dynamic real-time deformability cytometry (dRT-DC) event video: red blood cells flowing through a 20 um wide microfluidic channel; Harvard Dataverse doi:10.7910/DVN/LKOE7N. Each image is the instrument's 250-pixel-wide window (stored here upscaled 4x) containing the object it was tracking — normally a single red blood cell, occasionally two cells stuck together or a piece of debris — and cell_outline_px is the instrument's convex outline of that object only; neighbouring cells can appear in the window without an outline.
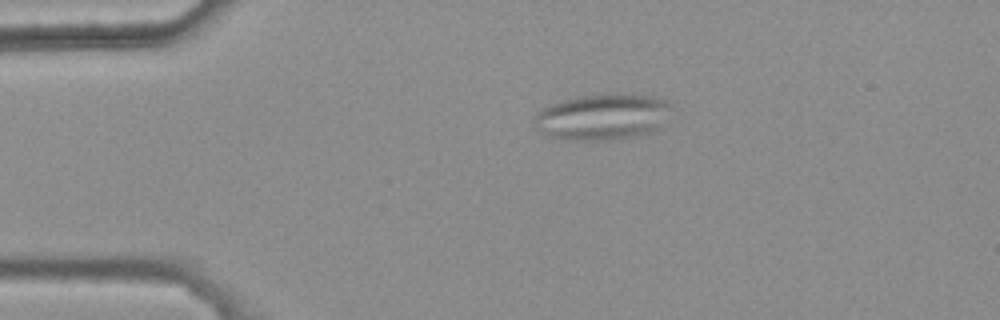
{"species": "common noctule bat (a hibernating species)", "species_latin": "Nyctalus noctula", "temperature_condition": "warm", "stored_images_in_passage": 45, "segment_of_instrument_passage": [1, 2], "camera_frame_rate_fps": 3000, "um_per_image_px": 0.085, "animal": {"sex": "female", "body_mass_g": 25.1}, "frame": {"image": 1, "passage_image": 8, "time_ms": 2.333, "image_size_px": [1000, 320], "cell_outline_px": [[672, 104], [656, 128], [652, 132], [636, 136], [616, 140], [568, 140], [544, 136], [536, 128], [536, 112], [552, 104], [576, 96], [652, 96], [664, 100]], "centroid_in_image_um": [51.13, 9.99], "position_along_channel_um": 33.9, "area_um2": 35.78}}